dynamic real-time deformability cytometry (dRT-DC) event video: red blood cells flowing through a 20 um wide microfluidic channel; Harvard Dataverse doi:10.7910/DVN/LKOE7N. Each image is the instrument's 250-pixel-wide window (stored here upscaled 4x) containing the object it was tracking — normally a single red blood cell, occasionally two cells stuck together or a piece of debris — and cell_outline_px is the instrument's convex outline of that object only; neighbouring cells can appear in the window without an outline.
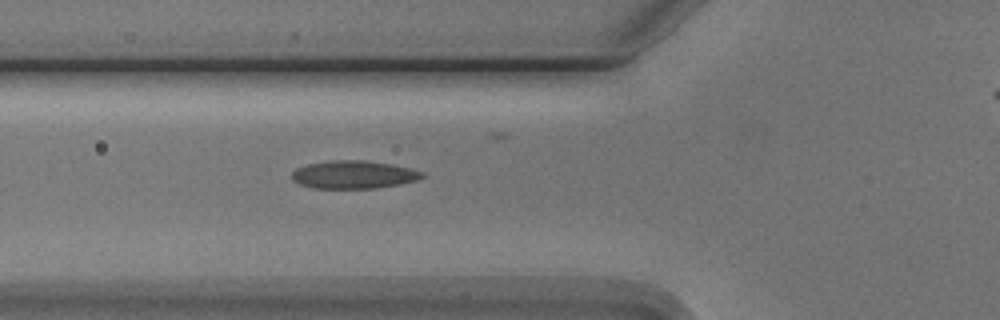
{"species": "Egyptian fruit bat (a non-hibernating species)", "species_latin": "Rousettus aegyptiacus", "temperature_condition": "cold", "stored_images_in_passage": 3, "segment_of_instrument_passage": [1, 2], "camera_frame_rate_fps": 3000, "um_per_image_px": 0.085, "animal": {"sex": "male"}, "frame": {"image": 1, "passage_image": 2, "time_ms": 1.0, "image_size_px": [1000, 320], "cell_outline_px": [[424, 176], [416, 180], [400, 184], [376, 188], [312, 188], [300, 184], [292, 180], [292, 172], [296, 168], [308, 164], [328, 160], [364, 160], [392, 164], [424, 172]], "centroid_in_image_um": [30.03, 14.84], "position_along_channel_um": 95.8, "area_um2": 21.21}}